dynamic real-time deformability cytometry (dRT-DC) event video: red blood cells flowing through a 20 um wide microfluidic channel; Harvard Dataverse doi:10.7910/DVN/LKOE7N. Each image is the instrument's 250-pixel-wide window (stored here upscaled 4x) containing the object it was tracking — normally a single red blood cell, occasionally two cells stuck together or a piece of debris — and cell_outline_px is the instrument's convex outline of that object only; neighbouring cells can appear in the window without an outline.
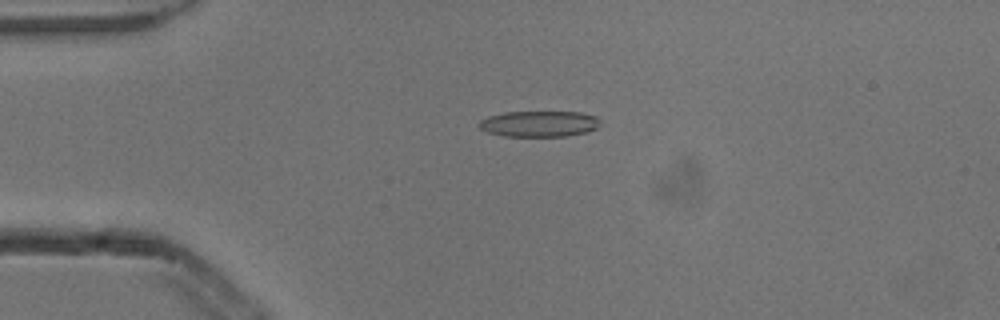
{"species": "common noctule bat (a hibernating species)", "species_latin": "Nyctalus noctula", "temperature_condition": "cold", "stored_images_in_passage": 5, "camera_frame_rate_fps": 3000, "um_per_image_px": 0.085, "animal": {"sex": "male", "body_mass_g": 13.3}, "frame": {"image": 1, "passage_image": 4, "time_ms": 1.0, "image_size_px": [1000, 320], "cell_outline_px": [[600, 124], [596, 128], [588, 132], [568, 136], [504, 136], [488, 132], [480, 128], [476, 124], [480, 120], [488, 116], [504, 112], [580, 112], [596, 116], [600, 120]], "centroid_in_image_um": [45.83, 10.52], "position_along_channel_um": 39.2, "area_um2": 18.44}}